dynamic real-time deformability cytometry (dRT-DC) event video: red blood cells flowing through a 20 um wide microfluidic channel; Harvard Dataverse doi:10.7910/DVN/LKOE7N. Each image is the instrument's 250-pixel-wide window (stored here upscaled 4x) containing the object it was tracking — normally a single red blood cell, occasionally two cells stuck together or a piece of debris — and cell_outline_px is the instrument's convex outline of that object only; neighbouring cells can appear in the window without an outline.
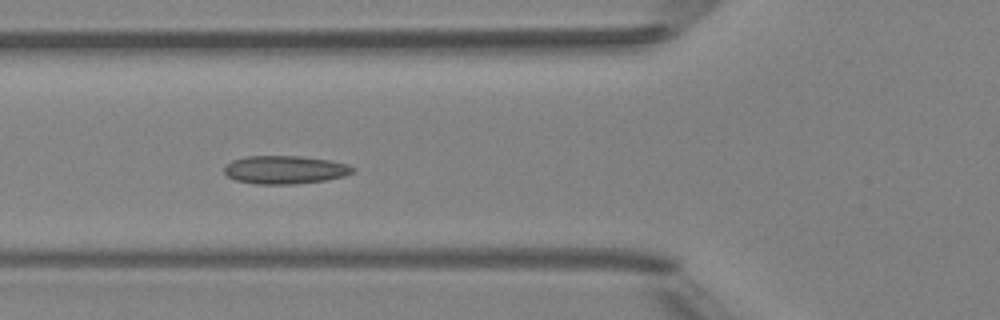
{"species": "Egyptian fruit bat (a non-hibernating species)", "species_latin": "Rousettus aegyptiacus", "temperature_condition": "room temperature", "stored_images_in_passage": 7, "camera_frame_rate_fps": 3000, "um_per_image_px": 0.085, "animal": {"sex": "female"}, "frame": {"image": 1, "passage_image": 5, "time_ms": 5.333, "image_size_px": [1000, 320], "cell_outline_px": [[356, 168], [352, 172], [344, 176], [324, 180], [292, 184], [256, 184], [236, 180], [228, 176], [224, 172], [224, 164], [232, 160], [244, 156], [300, 156], [328, 160], [348, 164]], "centroid_in_image_um": [24.18, 14.42], "position_along_channel_um": 101.6, "area_um2": 21.1}}
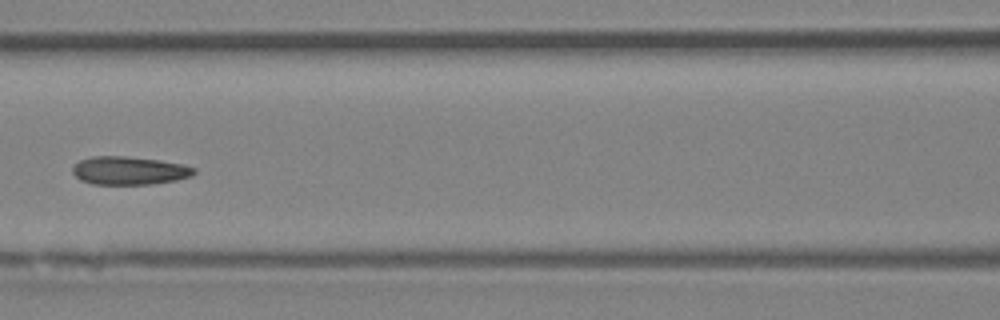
{"frame": {"image": 2, "passage_image": 6, "time_ms": 6.667, "image_size_px": [1000, 320], "cell_outline_px": [[196, 172], [192, 176], [176, 180], [152, 184], [92, 184], [80, 180], [72, 172], [72, 168], [80, 160], [92, 156], [124, 156], [160, 160], [184, 164], [196, 168]], "centroid_in_image_um": [11.01, 14.5], "position_along_channel_um": 155.6, "area_um2": 20.06}}
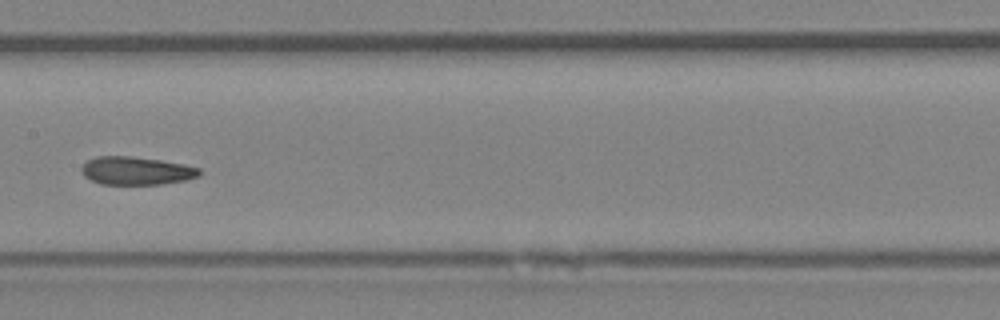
{"frame": {"image": 3, "passage_image": 7, "time_ms": 7.667, "image_size_px": [1000, 320], "cell_outline_px": [[200, 176], [184, 180], [160, 184], [100, 184], [84, 176], [80, 168], [88, 160], [96, 156], [132, 156], [160, 160], [184, 164], [200, 168]], "centroid_in_image_um": [11.58, 14.51], "position_along_channel_um": 195.8, "area_um2": 19.25}}